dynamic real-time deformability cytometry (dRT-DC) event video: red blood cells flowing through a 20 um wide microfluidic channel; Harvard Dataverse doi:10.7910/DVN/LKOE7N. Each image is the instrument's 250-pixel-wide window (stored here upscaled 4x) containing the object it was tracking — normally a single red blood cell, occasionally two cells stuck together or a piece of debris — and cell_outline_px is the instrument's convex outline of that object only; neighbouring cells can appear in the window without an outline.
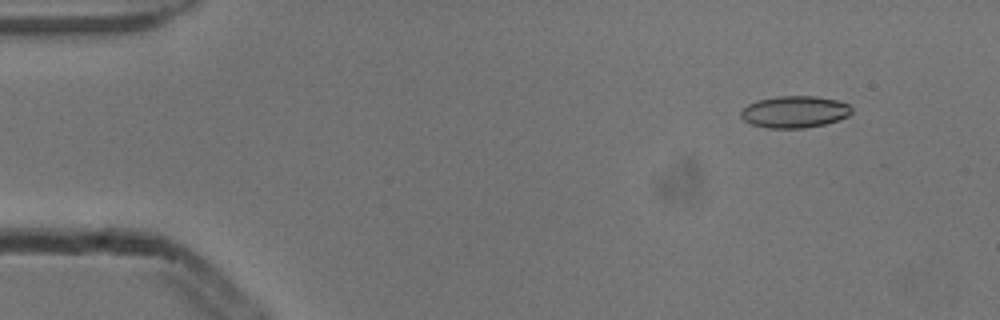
{"species": "common noctule bat (a hibernating species)", "species_latin": "Nyctalus noctula", "temperature_condition": "cold", "stored_images_in_passage": 6, "camera_frame_rate_fps": 3000, "um_per_image_px": 0.085, "animal": {"sex": "male", "body_mass_g": 13.3}, "frame": {"image": 1, "passage_image": 2, "time_ms": 0.333, "image_size_px": [1000, 320], "cell_outline_px": [[852, 112], [848, 116], [824, 124], [804, 128], [768, 128], [752, 124], [744, 120], [740, 116], [740, 112], [748, 104], [756, 100], [776, 96], [816, 96], [836, 100], [848, 104], [852, 108]], "centroid_in_image_um": [67.52, 9.5], "position_along_channel_um": 17.5, "area_um2": 20.52}}
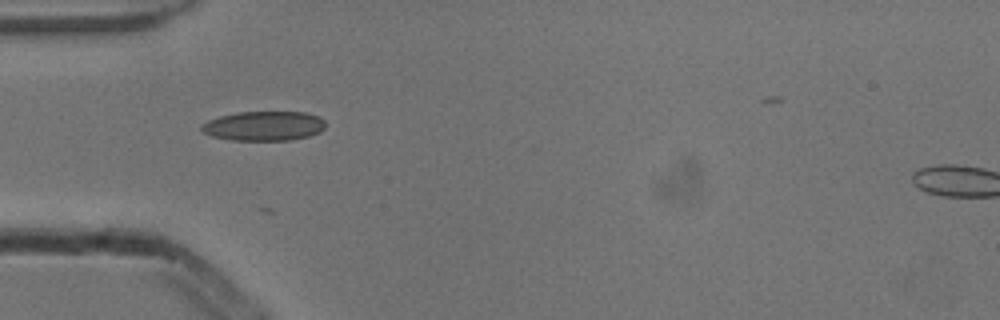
{"frame": {"image": 2, "passage_image": 5, "time_ms": 1.333, "image_size_px": [1000, 320], "cell_outline_px": [[324, 128], [320, 132], [308, 136], [288, 140], [232, 140], [212, 136], [204, 132], [200, 128], [200, 124], [208, 120], [220, 116], [236, 112], [304, 112], [320, 116], [324, 120]], "centroid_in_image_um": [22.42, 10.7], "position_along_channel_um": 62.6, "area_um2": 21.33}}
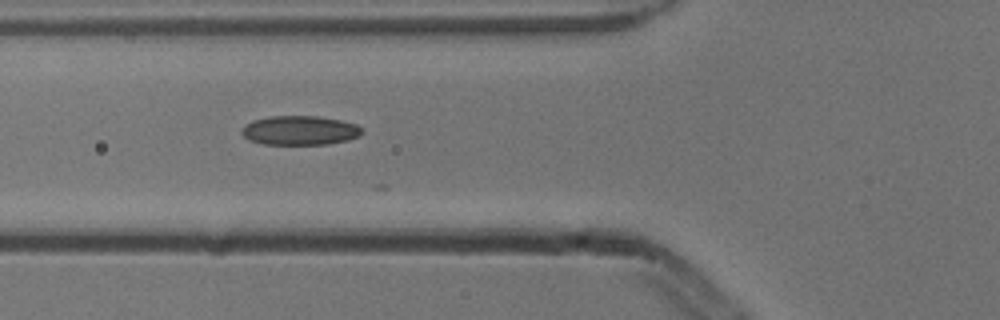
{"frame": {"image": 3, "passage_image": 6, "time_ms": 1.667, "image_size_px": [1000, 320], "cell_outline_px": [[364, 132], [360, 136], [348, 140], [328, 144], [264, 144], [248, 140], [240, 132], [244, 124], [252, 120], [268, 116], [316, 116], [340, 120], [356, 124], [364, 128]], "centroid_in_image_um": [25.49, 11.08], "position_along_channel_um": 100.3, "area_um2": 20.75}}